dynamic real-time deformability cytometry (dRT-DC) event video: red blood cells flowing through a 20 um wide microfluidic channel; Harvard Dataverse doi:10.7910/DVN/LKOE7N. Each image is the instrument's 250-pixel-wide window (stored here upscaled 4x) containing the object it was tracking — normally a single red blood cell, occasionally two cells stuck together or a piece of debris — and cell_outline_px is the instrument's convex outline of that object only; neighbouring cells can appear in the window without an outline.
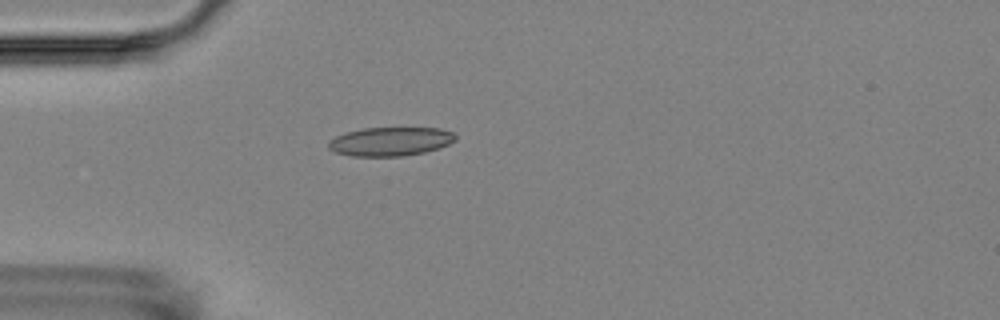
{"species": "Egyptian fruit bat (a non-hibernating species)", "species_latin": "Rousettus aegyptiacus", "temperature_condition": "room temperature", "stored_images_in_passage": 4, "camera_frame_rate_fps": 3000, "um_per_image_px": 0.085, "animal": {"sex": "female"}, "frame": {"image": 1, "passage_image": 4, "time_ms": 4.333, "image_size_px": [1000, 320], "cell_outline_px": [[456, 140], [440, 148], [424, 152], [404, 156], [352, 156], [336, 152], [328, 148], [328, 144], [336, 136], [348, 132], [364, 128], [440, 128], [452, 132], [456, 136]], "centroid_in_image_um": [33.22, 12.03], "position_along_channel_um": 51.8, "area_um2": 21.15}}